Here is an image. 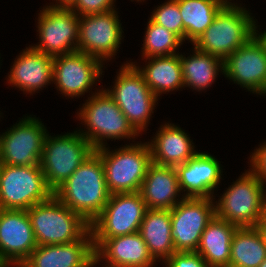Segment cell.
I'll list each match as a JSON object with an SVG mask.
<instances>
[{
  "instance_id": "obj_27",
  "label": "cell",
  "mask_w": 266,
  "mask_h": 267,
  "mask_svg": "<svg viewBox=\"0 0 266 267\" xmlns=\"http://www.w3.org/2000/svg\"><path fill=\"white\" fill-rule=\"evenodd\" d=\"M193 55L187 58L180 54L185 87L202 91L215 82L218 72L224 74V61L194 46ZM216 77V78H215Z\"/></svg>"
},
{
  "instance_id": "obj_32",
  "label": "cell",
  "mask_w": 266,
  "mask_h": 267,
  "mask_svg": "<svg viewBox=\"0 0 266 267\" xmlns=\"http://www.w3.org/2000/svg\"><path fill=\"white\" fill-rule=\"evenodd\" d=\"M115 1L116 0H76L70 9L79 16L104 13L115 10Z\"/></svg>"
},
{
  "instance_id": "obj_22",
  "label": "cell",
  "mask_w": 266,
  "mask_h": 267,
  "mask_svg": "<svg viewBox=\"0 0 266 267\" xmlns=\"http://www.w3.org/2000/svg\"><path fill=\"white\" fill-rule=\"evenodd\" d=\"M139 193L147 209L171 210L184 199L183 196L179 199L181 190L176 168L155 163L149 165Z\"/></svg>"
},
{
  "instance_id": "obj_20",
  "label": "cell",
  "mask_w": 266,
  "mask_h": 267,
  "mask_svg": "<svg viewBox=\"0 0 266 267\" xmlns=\"http://www.w3.org/2000/svg\"><path fill=\"white\" fill-rule=\"evenodd\" d=\"M95 257L89 229L79 240L67 244L37 245L23 267H85Z\"/></svg>"
},
{
  "instance_id": "obj_15",
  "label": "cell",
  "mask_w": 266,
  "mask_h": 267,
  "mask_svg": "<svg viewBox=\"0 0 266 267\" xmlns=\"http://www.w3.org/2000/svg\"><path fill=\"white\" fill-rule=\"evenodd\" d=\"M104 64L79 51L55 56L53 82L65 97H80L92 90V86L100 80Z\"/></svg>"
},
{
  "instance_id": "obj_8",
  "label": "cell",
  "mask_w": 266,
  "mask_h": 267,
  "mask_svg": "<svg viewBox=\"0 0 266 267\" xmlns=\"http://www.w3.org/2000/svg\"><path fill=\"white\" fill-rule=\"evenodd\" d=\"M114 83L111 90L105 89L106 92L133 128L141 134L147 129L159 98L146 84L143 75L129 62L120 67Z\"/></svg>"
},
{
  "instance_id": "obj_40",
  "label": "cell",
  "mask_w": 266,
  "mask_h": 267,
  "mask_svg": "<svg viewBox=\"0 0 266 267\" xmlns=\"http://www.w3.org/2000/svg\"><path fill=\"white\" fill-rule=\"evenodd\" d=\"M10 267H23L22 265H10Z\"/></svg>"
},
{
  "instance_id": "obj_6",
  "label": "cell",
  "mask_w": 266,
  "mask_h": 267,
  "mask_svg": "<svg viewBox=\"0 0 266 267\" xmlns=\"http://www.w3.org/2000/svg\"><path fill=\"white\" fill-rule=\"evenodd\" d=\"M37 245L67 244L79 240L90 224L54 194L27 210Z\"/></svg>"
},
{
  "instance_id": "obj_34",
  "label": "cell",
  "mask_w": 266,
  "mask_h": 267,
  "mask_svg": "<svg viewBox=\"0 0 266 267\" xmlns=\"http://www.w3.org/2000/svg\"><path fill=\"white\" fill-rule=\"evenodd\" d=\"M250 170L266 185V142L250 155Z\"/></svg>"
},
{
  "instance_id": "obj_3",
  "label": "cell",
  "mask_w": 266,
  "mask_h": 267,
  "mask_svg": "<svg viewBox=\"0 0 266 267\" xmlns=\"http://www.w3.org/2000/svg\"><path fill=\"white\" fill-rule=\"evenodd\" d=\"M91 94V97L86 99L87 102L77 112L79 120H82L81 122L84 123L87 130L81 129L82 131L78 132L95 149L105 146L107 143L104 141L109 139H133L139 136L105 89Z\"/></svg>"
},
{
  "instance_id": "obj_17",
  "label": "cell",
  "mask_w": 266,
  "mask_h": 267,
  "mask_svg": "<svg viewBox=\"0 0 266 267\" xmlns=\"http://www.w3.org/2000/svg\"><path fill=\"white\" fill-rule=\"evenodd\" d=\"M36 247L27 210L0 209V266L22 265Z\"/></svg>"
},
{
  "instance_id": "obj_2",
  "label": "cell",
  "mask_w": 266,
  "mask_h": 267,
  "mask_svg": "<svg viewBox=\"0 0 266 267\" xmlns=\"http://www.w3.org/2000/svg\"><path fill=\"white\" fill-rule=\"evenodd\" d=\"M229 0L215 15L212 23L192 44L198 50L225 60L236 49L247 43L258 25L246 8Z\"/></svg>"
},
{
  "instance_id": "obj_19",
  "label": "cell",
  "mask_w": 266,
  "mask_h": 267,
  "mask_svg": "<svg viewBox=\"0 0 266 267\" xmlns=\"http://www.w3.org/2000/svg\"><path fill=\"white\" fill-rule=\"evenodd\" d=\"M219 161L209 153L198 152L184 164L177 165L180 190L184 198H215V188L222 179ZM186 192V193H185Z\"/></svg>"
},
{
  "instance_id": "obj_14",
  "label": "cell",
  "mask_w": 266,
  "mask_h": 267,
  "mask_svg": "<svg viewBox=\"0 0 266 267\" xmlns=\"http://www.w3.org/2000/svg\"><path fill=\"white\" fill-rule=\"evenodd\" d=\"M215 198H184L171 209L175 252H196L201 235L216 215Z\"/></svg>"
},
{
  "instance_id": "obj_28",
  "label": "cell",
  "mask_w": 266,
  "mask_h": 267,
  "mask_svg": "<svg viewBox=\"0 0 266 267\" xmlns=\"http://www.w3.org/2000/svg\"><path fill=\"white\" fill-rule=\"evenodd\" d=\"M183 21V41L193 44L229 0H175Z\"/></svg>"
},
{
  "instance_id": "obj_37",
  "label": "cell",
  "mask_w": 266,
  "mask_h": 267,
  "mask_svg": "<svg viewBox=\"0 0 266 267\" xmlns=\"http://www.w3.org/2000/svg\"><path fill=\"white\" fill-rule=\"evenodd\" d=\"M255 35L265 45V48H266V31H263L262 33V32H259L258 30H255Z\"/></svg>"
},
{
  "instance_id": "obj_31",
  "label": "cell",
  "mask_w": 266,
  "mask_h": 267,
  "mask_svg": "<svg viewBox=\"0 0 266 267\" xmlns=\"http://www.w3.org/2000/svg\"><path fill=\"white\" fill-rule=\"evenodd\" d=\"M150 19L175 33L183 41V21L179 5L175 0H167V2L154 9Z\"/></svg>"
},
{
  "instance_id": "obj_5",
  "label": "cell",
  "mask_w": 266,
  "mask_h": 267,
  "mask_svg": "<svg viewBox=\"0 0 266 267\" xmlns=\"http://www.w3.org/2000/svg\"><path fill=\"white\" fill-rule=\"evenodd\" d=\"M95 152L101 157L110 194L139 192L152 163L148 142L126 144L114 151L105 145Z\"/></svg>"
},
{
  "instance_id": "obj_25",
  "label": "cell",
  "mask_w": 266,
  "mask_h": 267,
  "mask_svg": "<svg viewBox=\"0 0 266 267\" xmlns=\"http://www.w3.org/2000/svg\"><path fill=\"white\" fill-rule=\"evenodd\" d=\"M139 233L155 261L164 262L175 252L171 233V210L147 209Z\"/></svg>"
},
{
  "instance_id": "obj_30",
  "label": "cell",
  "mask_w": 266,
  "mask_h": 267,
  "mask_svg": "<svg viewBox=\"0 0 266 267\" xmlns=\"http://www.w3.org/2000/svg\"><path fill=\"white\" fill-rule=\"evenodd\" d=\"M144 37L141 51L143 58L178 54L176 50L183 44V41L175 33L154 23L150 18Z\"/></svg>"
},
{
  "instance_id": "obj_26",
  "label": "cell",
  "mask_w": 266,
  "mask_h": 267,
  "mask_svg": "<svg viewBox=\"0 0 266 267\" xmlns=\"http://www.w3.org/2000/svg\"><path fill=\"white\" fill-rule=\"evenodd\" d=\"M144 67H139L133 62L137 70L143 75L146 84L151 91L159 97L173 90L184 87L180 53L171 56L148 57ZM151 60V61H150Z\"/></svg>"
},
{
  "instance_id": "obj_9",
  "label": "cell",
  "mask_w": 266,
  "mask_h": 267,
  "mask_svg": "<svg viewBox=\"0 0 266 267\" xmlns=\"http://www.w3.org/2000/svg\"><path fill=\"white\" fill-rule=\"evenodd\" d=\"M52 195L40 165L1 164L0 209L28 210Z\"/></svg>"
},
{
  "instance_id": "obj_21",
  "label": "cell",
  "mask_w": 266,
  "mask_h": 267,
  "mask_svg": "<svg viewBox=\"0 0 266 267\" xmlns=\"http://www.w3.org/2000/svg\"><path fill=\"white\" fill-rule=\"evenodd\" d=\"M14 60L7 81L26 94H33L53 83V57L33 49H23Z\"/></svg>"
},
{
  "instance_id": "obj_39",
  "label": "cell",
  "mask_w": 266,
  "mask_h": 267,
  "mask_svg": "<svg viewBox=\"0 0 266 267\" xmlns=\"http://www.w3.org/2000/svg\"><path fill=\"white\" fill-rule=\"evenodd\" d=\"M258 267H266V258Z\"/></svg>"
},
{
  "instance_id": "obj_13",
  "label": "cell",
  "mask_w": 266,
  "mask_h": 267,
  "mask_svg": "<svg viewBox=\"0 0 266 267\" xmlns=\"http://www.w3.org/2000/svg\"><path fill=\"white\" fill-rule=\"evenodd\" d=\"M122 33L116 10L80 16L77 51L101 63L111 60L120 47Z\"/></svg>"
},
{
  "instance_id": "obj_23",
  "label": "cell",
  "mask_w": 266,
  "mask_h": 267,
  "mask_svg": "<svg viewBox=\"0 0 266 267\" xmlns=\"http://www.w3.org/2000/svg\"><path fill=\"white\" fill-rule=\"evenodd\" d=\"M156 133L151 142H148L152 163L176 167L184 164L198 153L194 150L193 140L185 133V130L175 124L165 123Z\"/></svg>"
},
{
  "instance_id": "obj_35",
  "label": "cell",
  "mask_w": 266,
  "mask_h": 267,
  "mask_svg": "<svg viewBox=\"0 0 266 267\" xmlns=\"http://www.w3.org/2000/svg\"><path fill=\"white\" fill-rule=\"evenodd\" d=\"M256 229L258 230V232L260 233L263 242L266 245V216L264 218H262L256 225H255Z\"/></svg>"
},
{
  "instance_id": "obj_4",
  "label": "cell",
  "mask_w": 266,
  "mask_h": 267,
  "mask_svg": "<svg viewBox=\"0 0 266 267\" xmlns=\"http://www.w3.org/2000/svg\"><path fill=\"white\" fill-rule=\"evenodd\" d=\"M248 170L214 201L216 216L238 228L255 227L266 216V186Z\"/></svg>"
},
{
  "instance_id": "obj_29",
  "label": "cell",
  "mask_w": 266,
  "mask_h": 267,
  "mask_svg": "<svg viewBox=\"0 0 266 267\" xmlns=\"http://www.w3.org/2000/svg\"><path fill=\"white\" fill-rule=\"evenodd\" d=\"M229 267H258L266 258V245L256 227L237 228L231 242Z\"/></svg>"
},
{
  "instance_id": "obj_1",
  "label": "cell",
  "mask_w": 266,
  "mask_h": 267,
  "mask_svg": "<svg viewBox=\"0 0 266 267\" xmlns=\"http://www.w3.org/2000/svg\"><path fill=\"white\" fill-rule=\"evenodd\" d=\"M53 194L91 224L110 198L101 157L94 152Z\"/></svg>"
},
{
  "instance_id": "obj_7",
  "label": "cell",
  "mask_w": 266,
  "mask_h": 267,
  "mask_svg": "<svg viewBox=\"0 0 266 267\" xmlns=\"http://www.w3.org/2000/svg\"><path fill=\"white\" fill-rule=\"evenodd\" d=\"M94 152L78 130L55 137L47 133L39 163L47 186L54 192Z\"/></svg>"
},
{
  "instance_id": "obj_33",
  "label": "cell",
  "mask_w": 266,
  "mask_h": 267,
  "mask_svg": "<svg viewBox=\"0 0 266 267\" xmlns=\"http://www.w3.org/2000/svg\"><path fill=\"white\" fill-rule=\"evenodd\" d=\"M163 263L165 267H209L197 252H174Z\"/></svg>"
},
{
  "instance_id": "obj_36",
  "label": "cell",
  "mask_w": 266,
  "mask_h": 267,
  "mask_svg": "<svg viewBox=\"0 0 266 267\" xmlns=\"http://www.w3.org/2000/svg\"><path fill=\"white\" fill-rule=\"evenodd\" d=\"M76 0H56V4L49 5L52 8H70Z\"/></svg>"
},
{
  "instance_id": "obj_11",
  "label": "cell",
  "mask_w": 266,
  "mask_h": 267,
  "mask_svg": "<svg viewBox=\"0 0 266 267\" xmlns=\"http://www.w3.org/2000/svg\"><path fill=\"white\" fill-rule=\"evenodd\" d=\"M38 15L40 42L33 49L52 57L77 51L80 16L76 12L47 5Z\"/></svg>"
},
{
  "instance_id": "obj_18",
  "label": "cell",
  "mask_w": 266,
  "mask_h": 267,
  "mask_svg": "<svg viewBox=\"0 0 266 267\" xmlns=\"http://www.w3.org/2000/svg\"><path fill=\"white\" fill-rule=\"evenodd\" d=\"M93 245L97 264L104 260L105 267H153L156 264L139 232L93 239Z\"/></svg>"
},
{
  "instance_id": "obj_10",
  "label": "cell",
  "mask_w": 266,
  "mask_h": 267,
  "mask_svg": "<svg viewBox=\"0 0 266 267\" xmlns=\"http://www.w3.org/2000/svg\"><path fill=\"white\" fill-rule=\"evenodd\" d=\"M146 210V203L139 192L111 194L104 209L90 224L93 239L139 232Z\"/></svg>"
},
{
  "instance_id": "obj_38",
  "label": "cell",
  "mask_w": 266,
  "mask_h": 267,
  "mask_svg": "<svg viewBox=\"0 0 266 267\" xmlns=\"http://www.w3.org/2000/svg\"><path fill=\"white\" fill-rule=\"evenodd\" d=\"M97 265L95 257L85 266V267H94Z\"/></svg>"
},
{
  "instance_id": "obj_12",
  "label": "cell",
  "mask_w": 266,
  "mask_h": 267,
  "mask_svg": "<svg viewBox=\"0 0 266 267\" xmlns=\"http://www.w3.org/2000/svg\"><path fill=\"white\" fill-rule=\"evenodd\" d=\"M0 134V163L16 166L39 165L47 129L36 117L27 115Z\"/></svg>"
},
{
  "instance_id": "obj_16",
  "label": "cell",
  "mask_w": 266,
  "mask_h": 267,
  "mask_svg": "<svg viewBox=\"0 0 266 267\" xmlns=\"http://www.w3.org/2000/svg\"><path fill=\"white\" fill-rule=\"evenodd\" d=\"M224 76L250 92L266 95V48L256 35L224 60Z\"/></svg>"
},
{
  "instance_id": "obj_24",
  "label": "cell",
  "mask_w": 266,
  "mask_h": 267,
  "mask_svg": "<svg viewBox=\"0 0 266 267\" xmlns=\"http://www.w3.org/2000/svg\"><path fill=\"white\" fill-rule=\"evenodd\" d=\"M237 228L216 215L208 223L196 252L209 267H229L231 242Z\"/></svg>"
}]
</instances>
